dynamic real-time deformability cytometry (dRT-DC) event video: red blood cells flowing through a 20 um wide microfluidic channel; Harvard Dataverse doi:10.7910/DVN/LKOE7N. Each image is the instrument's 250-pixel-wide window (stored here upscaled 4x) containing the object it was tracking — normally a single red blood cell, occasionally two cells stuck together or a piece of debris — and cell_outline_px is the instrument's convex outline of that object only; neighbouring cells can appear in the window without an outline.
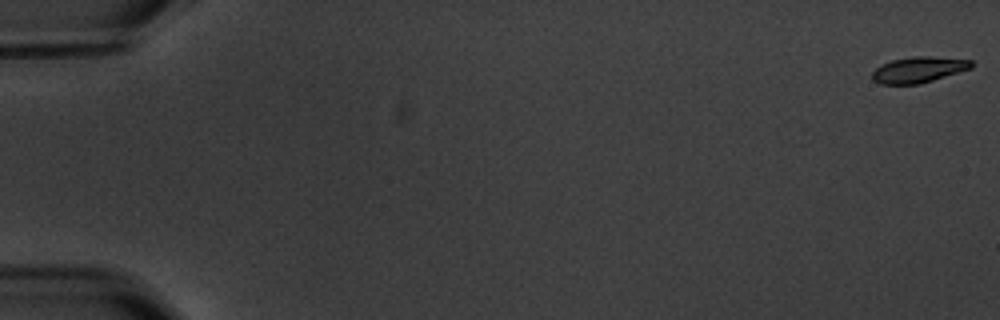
{"species": "common noctule bat (a hibernating species)", "species_latin": "Nyctalus noctula", "temperature_condition": "warm", "stored_images_in_passage": 6, "camera_frame_rate_fps": 3000, "um_per_image_px": 0.085, "animal": {"sex": "male", "body_mass_g": 20.1, "forearm_length_mm": 53.5}, "frame": {"image": 1, "passage_image": 1, "time_ms": 0.0, "image_size_px": [1000, 320], "cell_outline_px": [[972, 68], [920, 84], [880, 84], [872, 80], [872, 72], [880, 64], [892, 60], [916, 56], [928, 56], [972, 60]], "centroid_in_image_um": [78.05, 5.93], "position_along_channel_um": 7.0, "area_um2": 14.91}}